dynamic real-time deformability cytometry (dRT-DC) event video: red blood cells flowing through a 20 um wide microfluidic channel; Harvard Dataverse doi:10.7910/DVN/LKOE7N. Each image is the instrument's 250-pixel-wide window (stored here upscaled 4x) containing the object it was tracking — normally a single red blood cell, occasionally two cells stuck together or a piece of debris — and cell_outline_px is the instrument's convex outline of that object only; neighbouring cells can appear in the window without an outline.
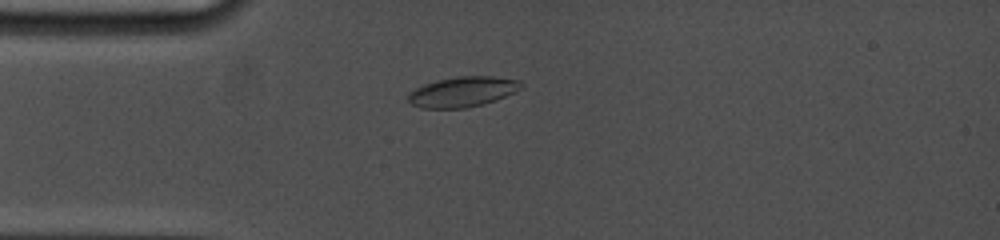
{"species": "common noctule bat (a hibernating species)", "species_latin": "Nyctalus noctula", "temperature_condition": "cold", "stored_images_in_passage": 8, "camera_frame_rate_fps": 5000, "um_per_image_px": 0.085, "animal": {"sex": "female", "body_mass_g": 19.0, "forearm_length_mm": 53.3}, "frame": {"image": 1, "passage_image": 6, "time_ms": 4.0, "image_size_px": [1000, 240], "cell_outline_px": [[524, 88], [516, 92], [496, 100], [484, 104], [464, 108], [420, 108], [412, 104], [408, 100], [408, 92], [424, 84], [436, 80], [456, 76], [492, 76], [520, 80], [524, 84]], "centroid_in_image_um": [39.36, 7.79], "position_along_channel_um": 45.6, "area_um2": 20.17}}
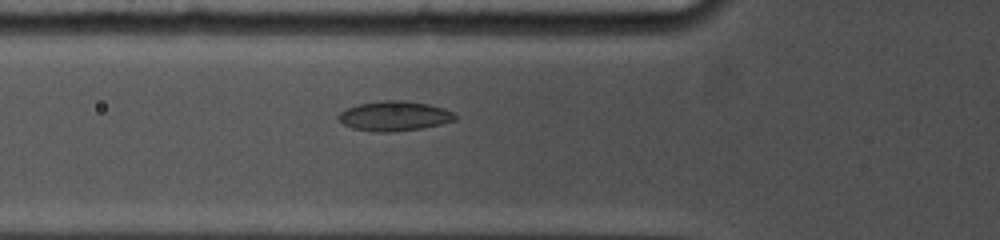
{"frame": {"image": 2, "passage_image": 8, "time_ms": 5.6, "image_size_px": [1000, 240], "cell_outline_px": [[456, 120], [424, 128], [392, 132], [376, 132], [352, 128], [344, 124], [336, 116], [340, 112], [356, 104], [384, 100], [404, 100], [428, 104], [444, 108], [452, 112], [456, 116]], "centroid_in_image_um": [33.51, 9.86], "position_along_channel_um": 92.3, "area_um2": 20.29}}